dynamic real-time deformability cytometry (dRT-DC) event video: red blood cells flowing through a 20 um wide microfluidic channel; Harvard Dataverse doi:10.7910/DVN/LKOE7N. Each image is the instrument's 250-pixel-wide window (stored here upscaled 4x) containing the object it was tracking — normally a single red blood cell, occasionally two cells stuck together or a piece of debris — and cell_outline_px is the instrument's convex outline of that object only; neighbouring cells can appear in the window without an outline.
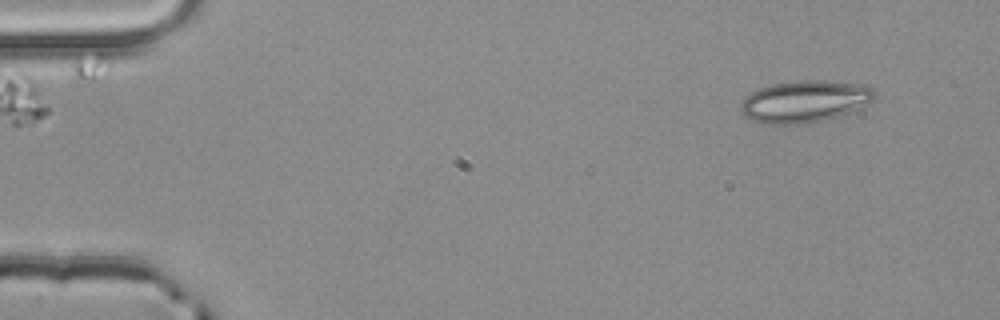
{"species": "common noctule bat (a hibernating species)", "species_latin": "Nyctalus noctula", "temperature_condition": "room temperature", "stored_images_in_passage": 3, "camera_frame_rate_fps": 3000, "um_per_image_px": 0.085, "animal": {"sex": "male", "body_mass_g": 20.4}, "frame": {"image": 1, "passage_image": 1, "time_ms": 0.0, "image_size_px": [1000, 320], "cell_outline_px": [[876, 96], [872, 100], [848, 112], [824, 120], [804, 124], [764, 124], [752, 120], [744, 116], [740, 112], [740, 104], [744, 96], [760, 88], [772, 84], [800, 80], [824, 80], [860, 84], [872, 88], [876, 92]], "centroid_in_image_um": [68.34, 8.62], "position_along_channel_um": 16.7, "area_um2": 32.66}}